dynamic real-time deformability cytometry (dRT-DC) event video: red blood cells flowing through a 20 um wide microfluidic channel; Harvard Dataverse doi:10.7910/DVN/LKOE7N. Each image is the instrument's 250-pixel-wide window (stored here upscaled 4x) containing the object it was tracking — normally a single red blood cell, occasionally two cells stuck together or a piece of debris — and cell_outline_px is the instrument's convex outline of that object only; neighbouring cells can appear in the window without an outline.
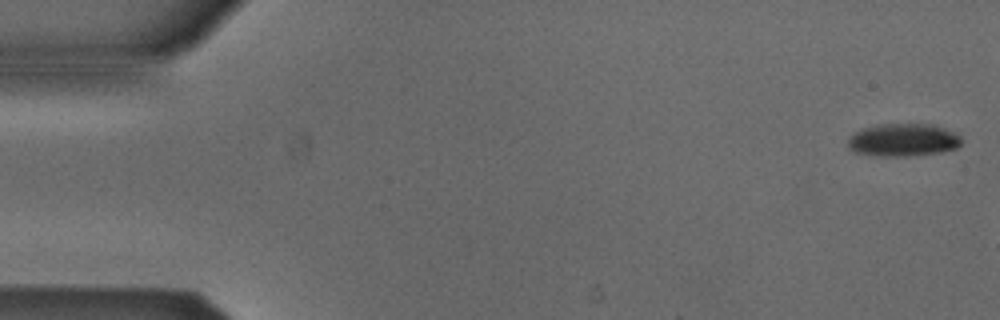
{"species": "Egyptian fruit bat (a non-hibernating species)", "species_latin": "Rousettus aegyptiacus", "temperature_condition": "cold", "stored_images_in_passage": 9, "camera_frame_rate_fps": 3000, "um_per_image_px": 0.085, "animal": {"sex": "male"}, "frame": {"image": 1, "passage_image": 1, "time_ms": 0.0, "image_size_px": [1000, 320], "cell_outline_px": [[960, 144], [956, 148], [940, 152], [904, 156], [884, 156], [856, 152], [848, 148], [848, 140], [856, 132], [864, 128], [880, 124], [932, 124], [956, 132], [960, 136]], "centroid_in_image_um": [76.79, 11.89], "position_along_channel_um": 8.2, "area_um2": 21.39}}